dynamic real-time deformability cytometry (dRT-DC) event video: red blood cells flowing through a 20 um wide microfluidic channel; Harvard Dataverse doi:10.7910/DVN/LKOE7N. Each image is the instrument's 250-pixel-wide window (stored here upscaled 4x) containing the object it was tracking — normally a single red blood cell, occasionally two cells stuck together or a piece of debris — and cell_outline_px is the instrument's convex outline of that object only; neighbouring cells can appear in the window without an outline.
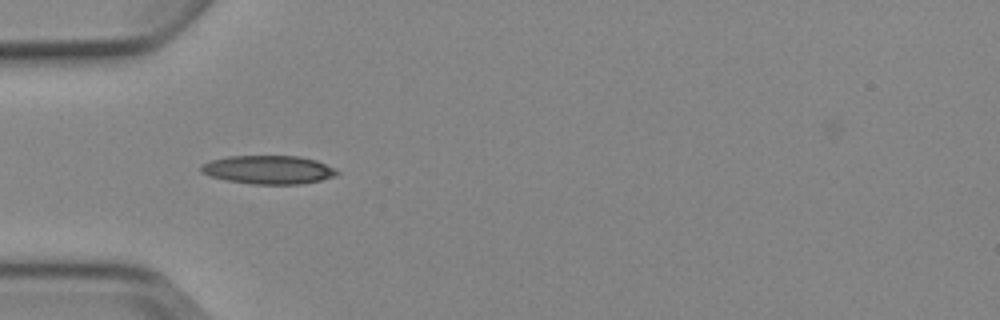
{"species": "Egyptian fruit bat (a non-hibernating species)", "species_latin": "Rousettus aegyptiacus", "temperature_condition": "cold", "stored_images_in_passage": 1, "camera_frame_rate_fps": 3000, "um_per_image_px": 0.085, "animal": {"sex": "female"}, "frame": {"image": 1, "passage_image": 1, "time_ms": 0.0, "image_size_px": [1000, 320], "cell_outline_px": [[340, 172], [336, 176], [320, 180], [300, 184], [252, 184], [228, 180], [212, 176], [200, 172], [200, 164], [212, 160], [228, 156], [300, 156], [316, 160], [336, 168]], "centroid_in_image_um": [22.84, 14.42], "position_along_channel_um": 62.2, "area_um2": 22.6}}